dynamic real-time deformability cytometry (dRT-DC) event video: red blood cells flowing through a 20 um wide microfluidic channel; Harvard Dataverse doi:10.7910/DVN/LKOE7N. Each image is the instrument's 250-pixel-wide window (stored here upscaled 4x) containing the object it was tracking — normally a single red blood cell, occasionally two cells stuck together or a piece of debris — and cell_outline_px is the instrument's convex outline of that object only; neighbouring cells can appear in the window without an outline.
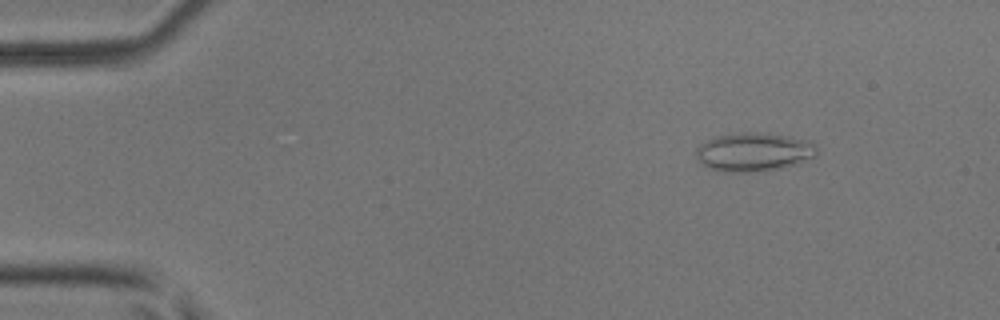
{"species": "common noctule bat (a hibernating species)", "species_latin": "Nyctalus noctula", "temperature_condition": "room temperature", "stored_images_in_passage": 34, "camera_frame_rate_fps": 3000, "um_per_image_px": 0.085, "animal": {"sex": "male", "body_mass_g": 17.9, "forearm_length_mm": 54.2}, "frame": {"image": 1, "passage_image": 7, "time_ms": 2.0, "image_size_px": [1000, 320], "cell_outline_px": [[816, 156], [796, 164], [776, 168], [744, 172], [728, 172], [712, 168], [700, 164], [696, 156], [696, 148], [700, 144], [716, 136], [740, 132], [760, 132], [788, 136], [808, 140], [816, 144]], "centroid_in_image_um": [64.06, 12.89], "position_along_channel_um": 20.9, "area_um2": 26.99}}
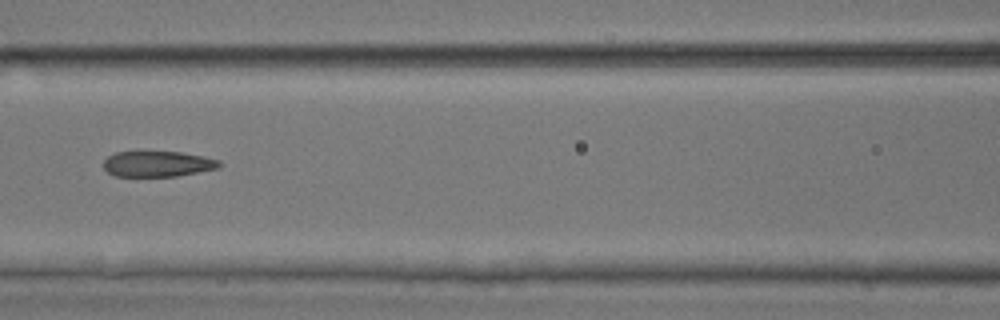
{"frame": {"image": 2, "passage_image": 24, "time_ms": 7.667, "image_size_px": [1000, 320], "cell_outline_px": [[220, 164], [216, 168], [176, 176], [116, 176], [108, 172], [104, 168], [104, 160], [108, 156], [116, 152], [180, 152], [204, 156], [220, 160]], "centroid_in_image_um": [13.38, 13.93], "position_along_channel_um": 153.2, "area_um2": 17.05}}
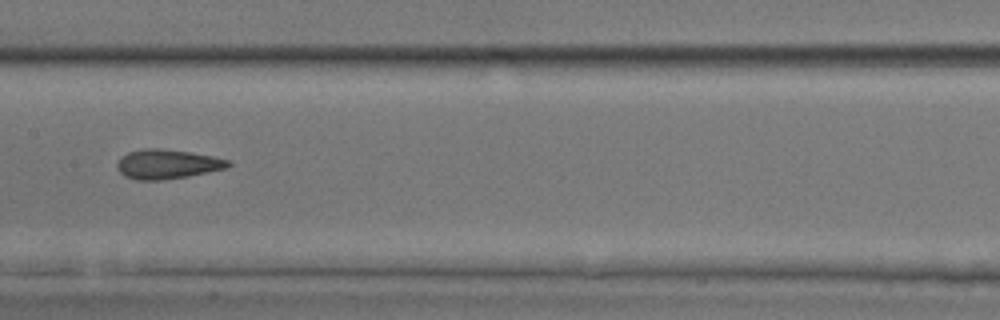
{"frame": {"image": 3, "passage_image": 27, "time_ms": 8.667, "image_size_px": [1000, 320], "cell_outline_px": [[232, 164], [228, 168], [188, 176], [160, 180], [136, 180], [124, 176], [116, 168], [116, 164], [120, 156], [128, 152], [144, 148], [160, 148], [192, 152], [232, 160]], "centroid_in_image_um": [14.22, 13.94], "position_along_channel_um": 193.2, "area_um2": 19.36}}